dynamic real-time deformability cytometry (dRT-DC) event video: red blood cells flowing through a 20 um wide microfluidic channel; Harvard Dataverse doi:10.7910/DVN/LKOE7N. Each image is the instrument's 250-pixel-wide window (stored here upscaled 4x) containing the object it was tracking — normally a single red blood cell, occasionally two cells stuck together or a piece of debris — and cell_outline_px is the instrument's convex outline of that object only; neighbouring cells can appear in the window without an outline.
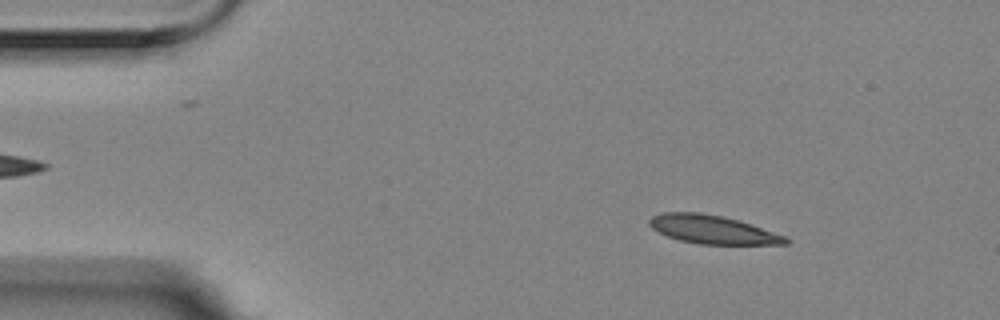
{"species": "Egyptian fruit bat (a non-hibernating species)", "species_latin": "Rousettus aegyptiacus", "temperature_condition": "room temperature", "stored_images_in_passage": 5, "camera_frame_rate_fps": 3000, "um_per_image_px": 0.085, "animal": {"sex": "female"}, "frame": {"image": 1, "passage_image": 2, "time_ms": 0.333, "image_size_px": [1000, 320], "cell_outline_px": [[792, 240], [788, 244], [700, 244], [680, 240], [668, 236], [652, 228], [648, 224], [648, 220], [652, 216], [660, 212], [700, 212], [724, 216], [740, 220], [752, 224], [784, 236]], "centroid_in_image_um": [60.56, 19.5], "position_along_channel_um": 24.4, "area_um2": 22.66}}
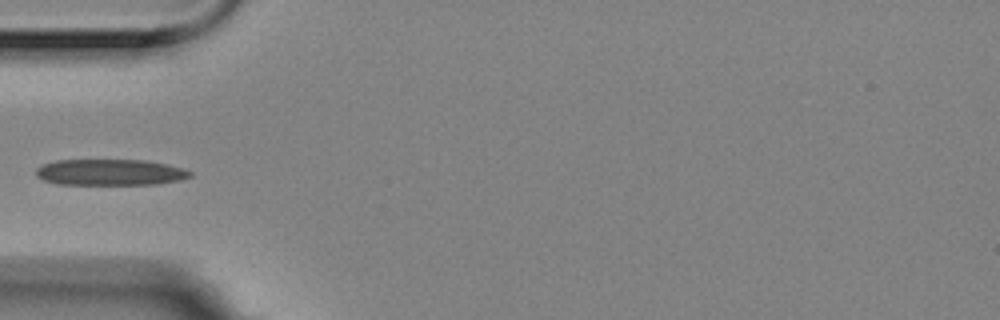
{"frame": {"image": 2, "passage_image": 5, "time_ms": 1.333, "image_size_px": [1000, 320], "cell_outline_px": [[192, 176], [180, 180], [156, 184], [56, 184], [44, 180], [36, 176], [36, 168], [44, 164], [56, 160], [148, 160], [168, 164], [184, 168], [192, 172]], "centroid_in_image_um": [9.39, 14.64], "position_along_channel_um": 75.6, "area_um2": 23.58}}